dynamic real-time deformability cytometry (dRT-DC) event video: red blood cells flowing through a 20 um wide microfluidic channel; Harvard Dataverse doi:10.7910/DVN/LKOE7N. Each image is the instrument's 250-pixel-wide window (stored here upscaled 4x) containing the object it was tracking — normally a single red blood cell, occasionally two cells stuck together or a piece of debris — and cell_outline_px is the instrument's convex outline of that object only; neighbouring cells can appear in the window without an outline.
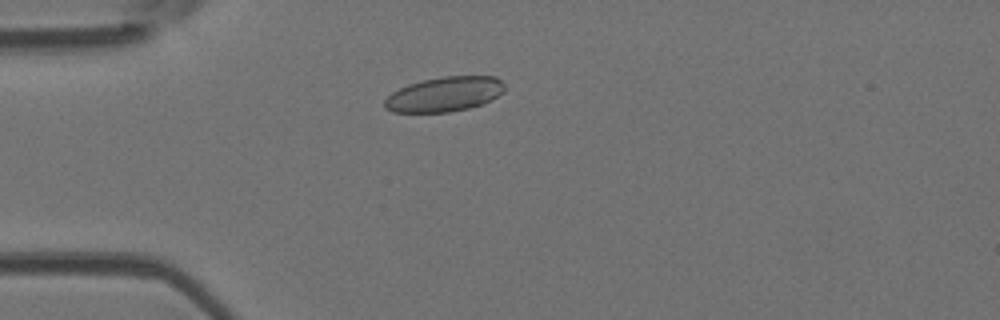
{"species": "Egyptian fruit bat (a non-hibernating species)", "species_latin": "Rousettus aegyptiacus", "temperature_condition": "room temperature", "stored_images_in_passage": 25, "camera_frame_rate_fps": 3000, "um_per_image_px": 0.085, "animal": {"sex": "female"}, "frame": {"image": 1, "passage_image": 11, "time_ms": 3.333, "image_size_px": [1000, 320], "cell_outline_px": [[504, 92], [480, 104], [468, 108], [448, 112], [392, 112], [384, 108], [384, 100], [392, 92], [408, 84], [424, 80], [444, 76], [496, 76], [504, 84]], "centroid_in_image_um": [37.75, 8.0], "position_along_channel_um": 47.2, "area_um2": 24.1}}
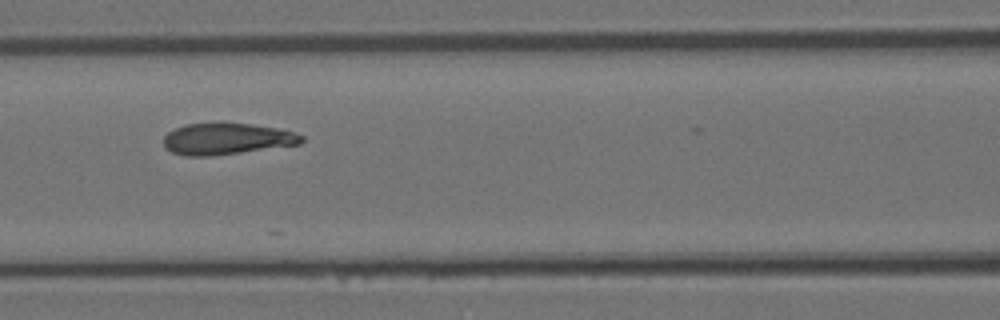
{"frame": {"image": 2, "passage_image": 20, "time_ms": 6.333, "image_size_px": [1000, 320], "cell_outline_px": [[304, 140], [300, 144], [212, 156], [184, 156], [172, 152], [164, 148], [164, 136], [168, 132], [184, 124], [220, 120], [224, 120], [252, 124], [276, 128], [292, 132], [304, 136]], "centroid_in_image_um": [19.22, 11.76], "position_along_channel_um": 147.4, "area_um2": 26.01}}
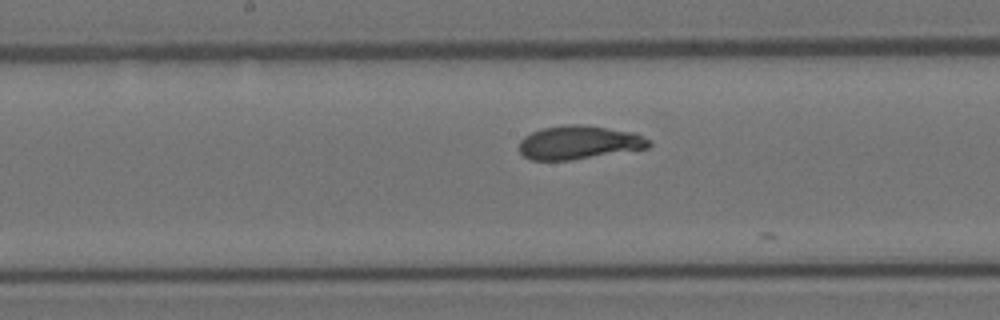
{"frame": {"image": 3, "passage_image": 24, "time_ms": 7.667, "image_size_px": [1000, 320], "cell_outline_px": [[652, 144], [648, 148], [572, 160], [532, 160], [524, 156], [520, 152], [520, 140], [524, 136], [540, 128], [564, 124], [580, 124], [636, 132], [652, 140]], "centroid_in_image_um": [49.24, 12.1], "position_along_channel_um": 199.0, "area_um2": 25.66}}